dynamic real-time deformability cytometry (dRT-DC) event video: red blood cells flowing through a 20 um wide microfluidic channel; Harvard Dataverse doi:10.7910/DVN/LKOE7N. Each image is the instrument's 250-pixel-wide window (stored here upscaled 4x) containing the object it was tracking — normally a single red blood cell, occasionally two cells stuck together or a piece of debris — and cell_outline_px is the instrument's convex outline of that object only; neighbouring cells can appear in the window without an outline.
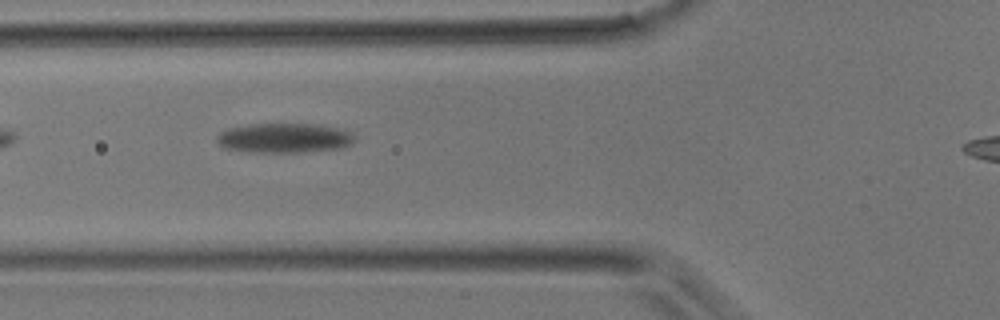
{"species": "common noctule bat (a hibernating species)", "species_latin": "Nyctalus noctula", "temperature_condition": "room temperature", "stored_images_in_passage": 3, "camera_frame_rate_fps": 3000, "um_per_image_px": 0.085, "animal": {"sex": "male", "body_mass_g": 17.9}, "frame": {"image": 1, "passage_image": 2, "time_ms": 0.333, "image_size_px": [1000, 320], "cell_outline_px": [[356, 140], [352, 144], [340, 148], [300, 152], [252, 152], [224, 148], [216, 140], [216, 136], [220, 132], [228, 128], [252, 124], [320, 124], [344, 128], [352, 132], [356, 136]], "centroid_in_image_um": [24.23, 11.72], "position_along_channel_um": 101.6, "area_um2": 24.1}}
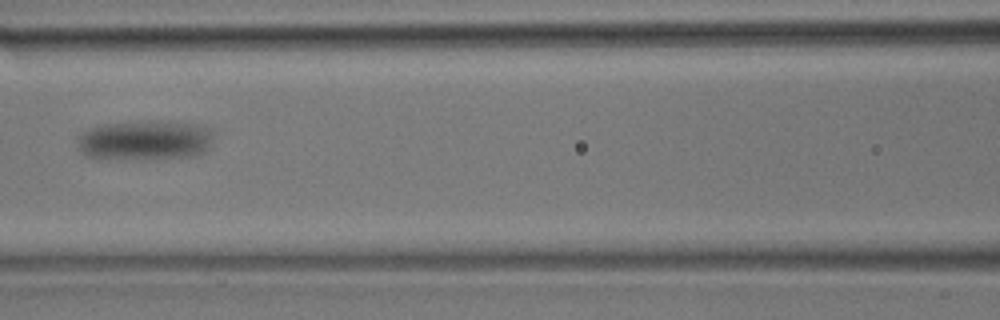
{"frame": {"image": 2, "passage_image": 3, "time_ms": 0.667, "image_size_px": [1000, 320], "cell_outline_px": [[216, 132], [208, 148], [204, 152], [196, 156], [96, 160], [84, 156], [80, 152], [76, 144], [80, 132], [88, 128], [100, 124], [152, 120], [204, 124]], "centroid_in_image_um": [12.29, 11.91], "position_along_channel_um": 154.3, "area_um2": 32.71}}